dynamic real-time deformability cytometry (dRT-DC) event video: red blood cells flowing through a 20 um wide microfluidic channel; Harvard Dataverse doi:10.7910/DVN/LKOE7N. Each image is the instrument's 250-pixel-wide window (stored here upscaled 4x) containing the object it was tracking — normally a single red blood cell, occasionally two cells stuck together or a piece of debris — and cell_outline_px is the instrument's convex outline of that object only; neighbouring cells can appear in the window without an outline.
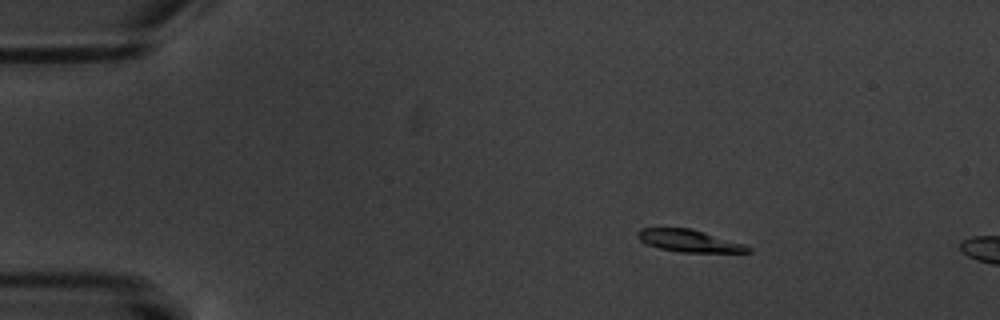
{"species": "common noctule bat (a hibernating species)", "species_latin": "Nyctalus noctula", "temperature_condition": "warm", "stored_images_in_passage": 4, "camera_frame_rate_fps": 3000, "um_per_image_px": 0.085, "animal": {"sex": "male", "body_mass_g": 20.1, "forearm_length_mm": 53.5}, "frame": {"image": 1, "passage_image": 2, "time_ms": 1.333, "image_size_px": [1000, 320], "cell_outline_px": [[752, 252], [680, 252], [660, 248], [644, 244], [640, 240], [636, 232], [640, 228], [692, 228], [744, 244], [752, 248]], "centroid_in_image_um": [58.56, 20.46], "position_along_channel_um": 26.4, "area_um2": 14.28}}